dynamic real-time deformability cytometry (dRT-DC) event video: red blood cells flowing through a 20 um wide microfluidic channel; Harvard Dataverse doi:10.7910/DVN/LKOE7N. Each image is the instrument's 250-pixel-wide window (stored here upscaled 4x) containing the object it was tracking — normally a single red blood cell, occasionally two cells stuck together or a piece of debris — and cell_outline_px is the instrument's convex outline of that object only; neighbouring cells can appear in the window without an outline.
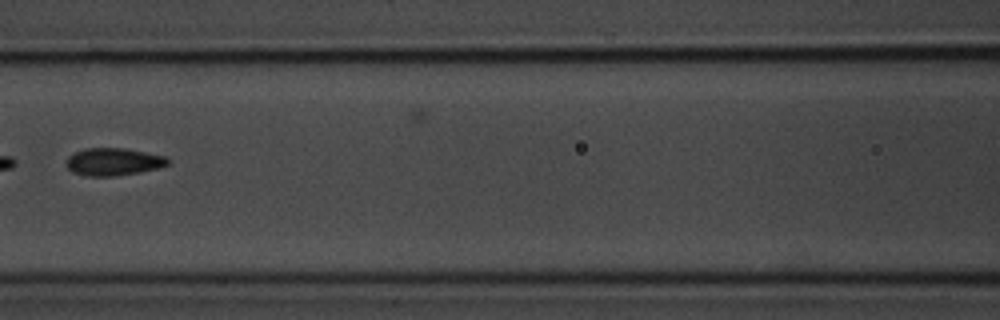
{"species": "common noctule bat (a hibernating species)", "species_latin": "Nyctalus noctula", "temperature_condition": "room temperature", "stored_images_in_passage": 8, "camera_frame_rate_fps": 3000, "um_per_image_px": 0.085, "animal": {"sex": "male", "body_mass_g": 20.1, "forearm_length_mm": 53.5}, "frame": {"image": 1, "passage_image": 7, "time_ms": 7.667, "image_size_px": [1000, 320], "cell_outline_px": [[168, 164], [160, 168], [116, 176], [84, 176], [72, 172], [68, 168], [68, 156], [84, 148], [124, 148], [164, 156], [168, 160]], "centroid_in_image_um": [9.62, 13.76], "position_along_channel_um": 157.0, "area_um2": 16.13}}